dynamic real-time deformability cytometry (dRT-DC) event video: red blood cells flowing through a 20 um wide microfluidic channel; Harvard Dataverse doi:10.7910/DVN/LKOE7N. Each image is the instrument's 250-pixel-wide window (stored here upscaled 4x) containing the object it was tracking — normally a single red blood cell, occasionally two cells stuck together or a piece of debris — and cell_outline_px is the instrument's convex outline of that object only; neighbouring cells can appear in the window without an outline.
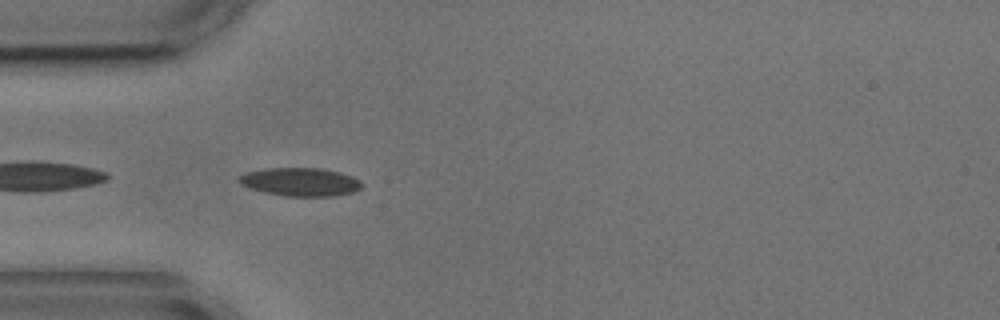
{"species": "common noctule bat (a hibernating species)", "species_latin": "Nyctalus noctula", "temperature_condition": "cold", "stored_images_in_passage": 3, "camera_frame_rate_fps": 3000, "um_per_image_px": 0.085, "animal": {"sex": "male", "body_mass_g": 17.9, "forearm_length_mm": 54.2}, "frame": {"image": 1, "passage_image": 2, "time_ms": 2.0, "image_size_px": [1000, 320], "cell_outline_px": [[360, 188], [352, 192], [332, 196], [284, 196], [264, 192], [240, 184], [236, 180], [236, 176], [248, 172], [264, 168], [320, 168], [340, 172], [352, 176], [360, 180]], "centroid_in_image_um": [25.48, 15.45], "position_along_channel_um": 59.5, "area_um2": 20.23}}